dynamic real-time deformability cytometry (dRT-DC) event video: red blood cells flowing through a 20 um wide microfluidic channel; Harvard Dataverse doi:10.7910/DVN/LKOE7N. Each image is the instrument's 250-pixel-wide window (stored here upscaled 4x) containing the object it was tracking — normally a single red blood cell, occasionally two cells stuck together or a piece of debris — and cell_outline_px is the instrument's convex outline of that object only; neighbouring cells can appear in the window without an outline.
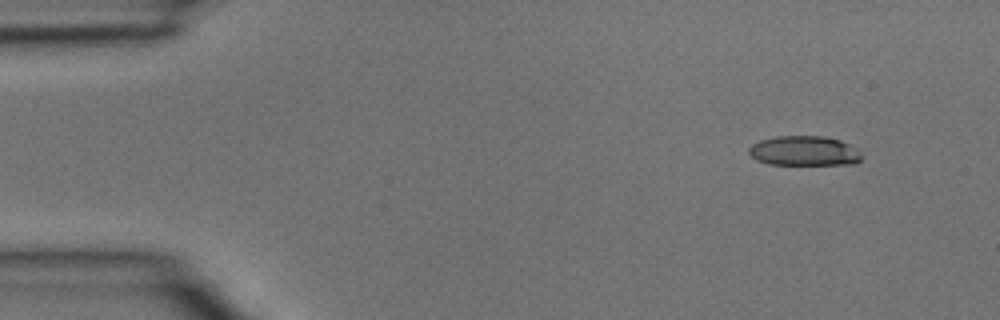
{"species": "common noctule bat (a hibernating species)", "species_latin": "Nyctalus noctula", "temperature_condition": "room temperature", "stored_images_in_passage": 4, "segment_of_instrument_passage": [1, 2], "camera_frame_rate_fps": 3000, "um_per_image_px": 0.085, "animal": {"sex": "male", "body_mass_g": 15.6}, "frame": {"image": 1, "passage_image": 1, "time_ms": 0.0, "image_size_px": [1000, 320], "cell_outline_px": [[864, 156], [860, 160], [852, 164], [768, 164], [756, 160], [748, 152], [748, 148], [752, 144], [760, 140], [776, 136], [824, 136], [840, 140], [856, 148]], "centroid_in_image_um": [68.35, 12.82], "position_along_channel_um": 16.6, "area_um2": 19.59}}
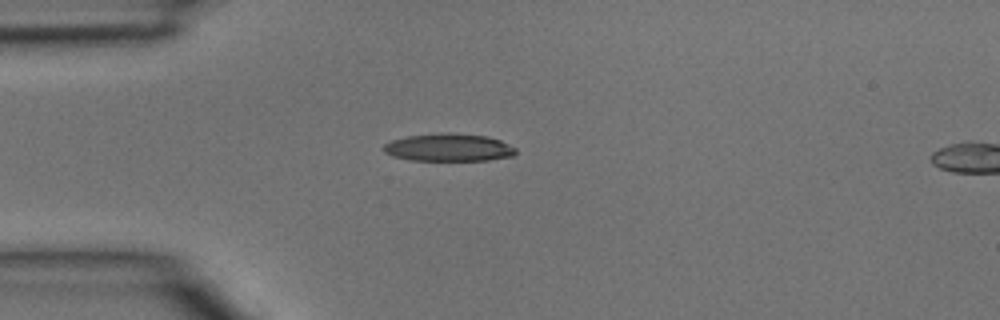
{"frame": {"image": 2, "passage_image": 3, "time_ms": 0.667, "image_size_px": [1000, 320], "cell_outline_px": [[516, 152], [512, 156], [488, 160], [408, 160], [392, 156], [384, 152], [384, 144], [392, 140], [408, 136], [448, 132], [488, 136], [500, 140], [516, 148]], "centroid_in_image_um": [38.14, 12.53], "position_along_channel_um": 46.9, "area_um2": 21.27}}